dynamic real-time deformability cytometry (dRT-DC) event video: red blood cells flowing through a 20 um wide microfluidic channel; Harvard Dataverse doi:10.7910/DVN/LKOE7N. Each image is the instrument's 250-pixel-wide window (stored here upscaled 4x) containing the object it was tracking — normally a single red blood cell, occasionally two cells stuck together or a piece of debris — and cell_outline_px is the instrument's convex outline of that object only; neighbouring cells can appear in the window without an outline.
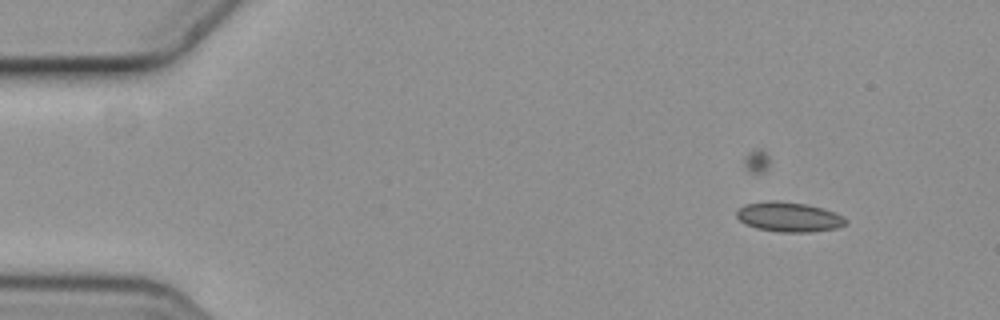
{"species": "common noctule bat (a hibernating species)", "species_latin": "Nyctalus noctula", "temperature_condition": "cold", "stored_images_in_passage": 9, "camera_frame_rate_fps": 3000, "um_per_image_px": 0.085, "animal": {"sex": "female", "body_mass_g": 19.3, "forearm_length_mm": 54.1}, "frame": {"image": 1, "passage_image": 1, "time_ms": 0.0, "image_size_px": [1000, 320], "cell_outline_px": [[848, 220], [844, 224], [836, 228], [812, 232], [780, 232], [756, 228], [744, 224], [736, 216], [736, 212], [744, 204], [772, 200], [804, 204], [820, 208], [832, 212]], "centroid_in_image_um": [66.99, 18.45], "position_along_channel_um": 18.0, "area_um2": 18.61}}
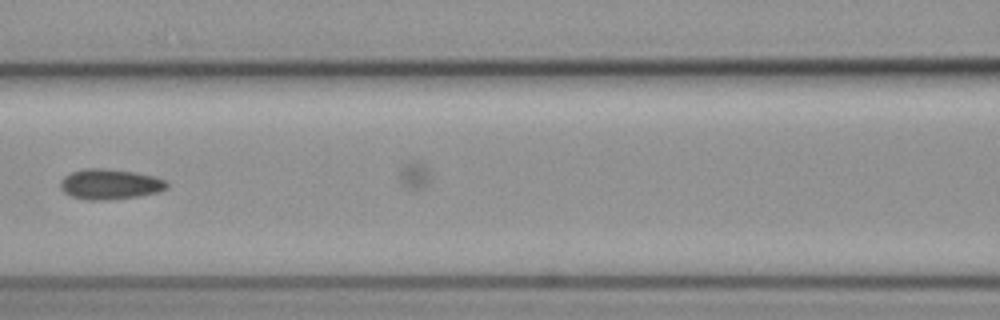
{"frame": {"image": 2, "passage_image": 6, "time_ms": 1.667, "image_size_px": [1000, 320], "cell_outline_px": [[168, 188], [160, 192], [140, 196], [112, 200], [84, 200], [72, 196], [64, 192], [60, 188], [60, 180], [64, 176], [72, 172], [84, 168], [104, 168], [136, 172], [156, 176], [168, 180]], "centroid_in_image_um": [9.39, 15.66], "position_along_channel_um": 157.2, "area_um2": 19.31}}
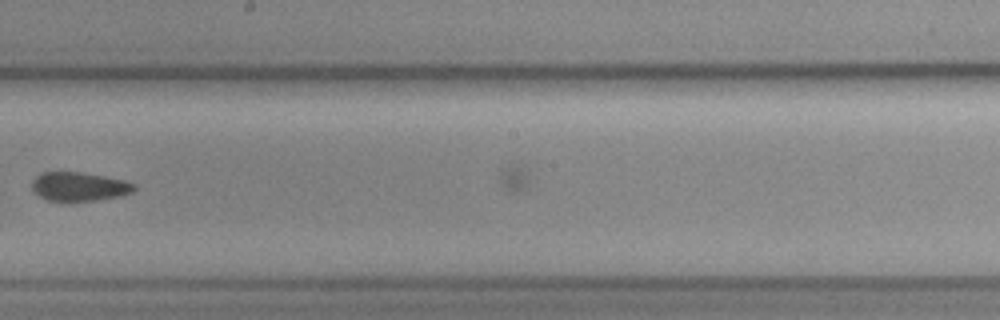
{"frame": {"image": 3, "passage_image": 8, "time_ms": 2.333, "image_size_px": [1000, 320], "cell_outline_px": [[136, 188], [132, 192], [120, 196], [96, 200], [48, 200], [40, 196], [32, 188], [32, 180], [40, 172], [80, 172], [104, 176], [124, 180], [136, 184]], "centroid_in_image_um": [6.74, 15.84], "position_along_channel_um": 241.5, "area_um2": 16.99}}